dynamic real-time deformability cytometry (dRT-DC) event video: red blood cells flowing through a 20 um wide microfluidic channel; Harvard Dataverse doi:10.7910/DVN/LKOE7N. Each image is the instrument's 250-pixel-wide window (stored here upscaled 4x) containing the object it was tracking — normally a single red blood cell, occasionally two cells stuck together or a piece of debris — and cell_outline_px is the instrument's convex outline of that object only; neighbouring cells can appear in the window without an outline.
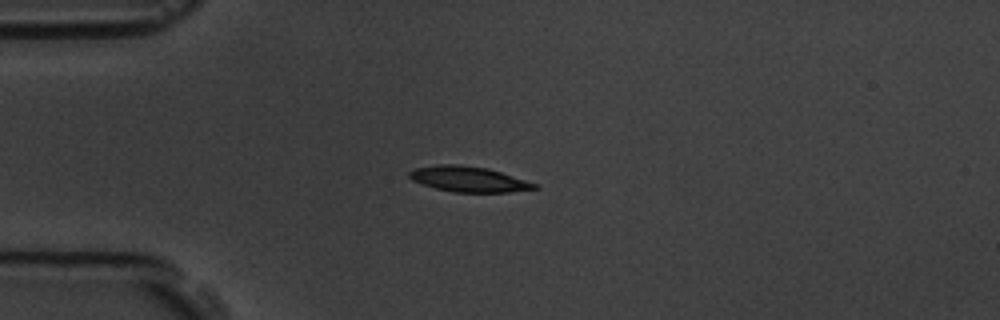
{"species": "common noctule bat (a hibernating species)", "species_latin": "Nyctalus noctula", "temperature_condition": "room temperature", "stored_images_in_passage": 9, "camera_frame_rate_fps": 3000, "um_per_image_px": 0.085, "animal": {"sex": "male", "body_mass_g": 19.5, "forearm_length_mm": 54.6}, "frame": {"image": 1, "passage_image": 4, "time_ms": 3.667, "image_size_px": [1000, 320], "cell_outline_px": [[540, 188], [508, 192], [452, 192], [436, 188], [412, 180], [408, 176], [408, 172], [416, 168], [440, 164], [460, 164], [488, 168], [536, 184]], "centroid_in_image_um": [39.81, 15.22], "position_along_channel_um": 45.2, "area_um2": 18.32}}
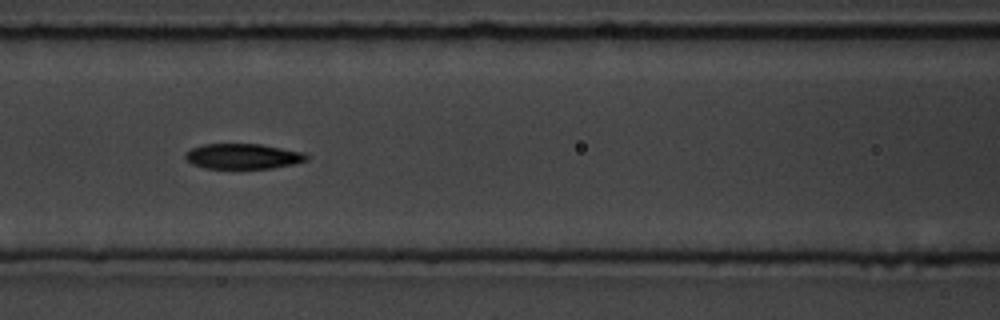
{"frame": {"image": 2, "passage_image": 7, "time_ms": 7.0, "image_size_px": [1000, 320], "cell_outline_px": [[308, 160], [296, 164], [272, 168], [204, 168], [192, 164], [184, 156], [184, 152], [192, 148], [204, 144], [260, 144], [304, 152], [308, 156]], "centroid_in_image_um": [20.66, 13.28], "position_along_channel_um": 145.9, "area_um2": 17.92}}
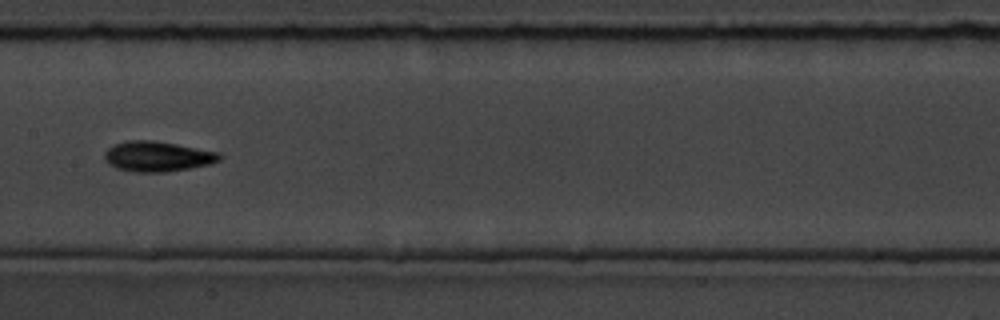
{"frame": {"image": 3, "passage_image": 8, "time_ms": 8.333, "image_size_px": [1000, 320], "cell_outline_px": [[224, 156], [220, 160], [208, 164], [188, 168], [164, 172], [136, 172], [116, 168], [108, 164], [104, 160], [104, 152], [112, 144], [124, 140], [152, 140], [176, 144], [220, 152]], "centroid_in_image_um": [13.35, 13.28], "position_along_channel_um": 194.1, "area_um2": 20.4}}